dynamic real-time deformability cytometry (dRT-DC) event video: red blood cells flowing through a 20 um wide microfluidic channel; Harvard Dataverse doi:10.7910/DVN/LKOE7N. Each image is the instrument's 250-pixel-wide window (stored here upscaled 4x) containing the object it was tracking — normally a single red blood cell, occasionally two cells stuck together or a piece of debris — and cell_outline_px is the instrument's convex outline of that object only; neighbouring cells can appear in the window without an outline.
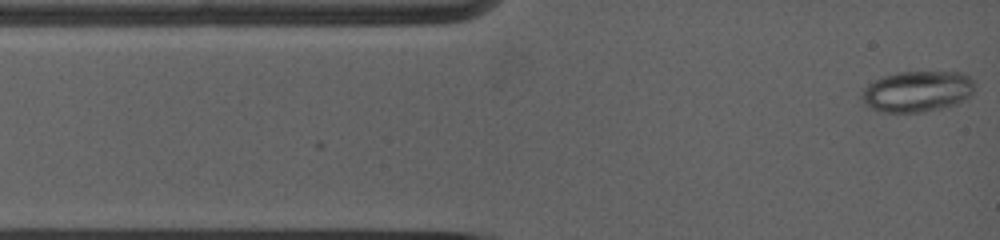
{"species": "common noctule bat (a hibernating species)", "species_latin": "Nyctalus noctula", "temperature_condition": "warm", "stored_images_in_passage": 2, "camera_frame_rate_fps": 5000, "um_per_image_px": 0.085, "animal": {"sex": "female", "body_mass_g": 19.0, "forearm_length_mm": 53.3}, "frame": {"image": 1, "passage_image": 1, "time_ms": 0.0, "image_size_px": [1000, 240], "cell_outline_px": [[976, 84], [972, 96], [956, 104], [944, 108], [924, 112], [880, 112], [868, 108], [864, 104], [860, 96], [864, 88], [868, 84], [884, 76], [896, 72], [960, 72], [968, 76]], "centroid_in_image_um": [77.97, 7.78], "position_along_channel_um": 7.0, "area_um2": 27.34}}